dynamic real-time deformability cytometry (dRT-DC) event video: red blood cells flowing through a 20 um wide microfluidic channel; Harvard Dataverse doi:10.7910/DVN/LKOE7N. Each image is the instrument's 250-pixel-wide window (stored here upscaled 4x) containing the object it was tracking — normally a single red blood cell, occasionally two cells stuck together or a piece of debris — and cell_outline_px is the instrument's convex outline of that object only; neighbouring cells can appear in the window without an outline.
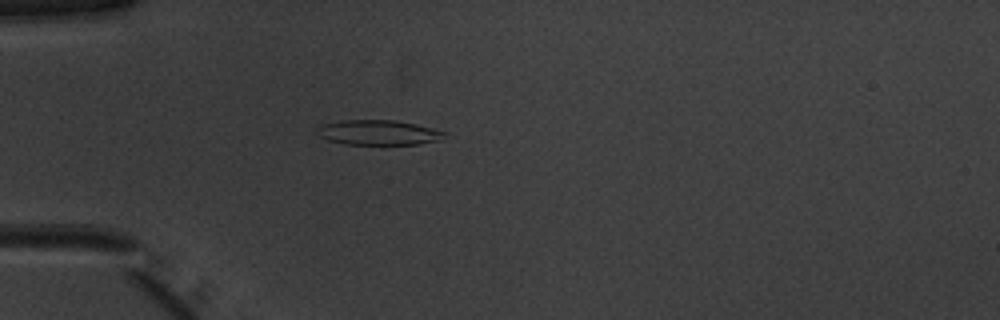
{"species": "common noctule bat (a hibernating species)", "species_latin": "Nyctalus noctula", "temperature_condition": "warm", "stored_images_in_passage": 43, "camera_frame_rate_fps": 3000, "um_per_image_px": 0.085, "animal": {"sex": "male", "body_mass_g": 20.1, "forearm_length_mm": 53.5}, "frame": {"image": 1, "passage_image": 7, "time_ms": 2.0, "image_size_px": [1000, 320], "cell_outline_px": [[448, 132], [436, 140], [416, 144], [344, 144], [328, 140], [316, 136], [312, 132], [316, 128], [324, 124], [340, 120], [392, 120], [416, 124]], "centroid_in_image_um": [32.04, 11.26], "position_along_channel_um": 53.0, "area_um2": 18.5}}
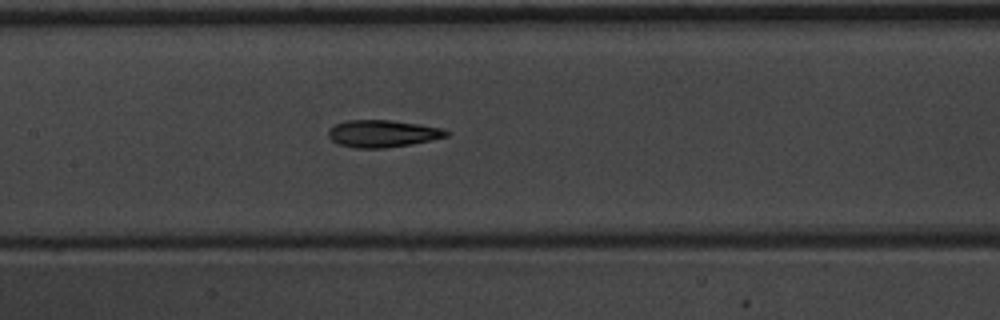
{"frame": {"image": 2, "passage_image": 17, "time_ms": 5.333, "image_size_px": [1000, 320], "cell_outline_px": [[448, 136], [412, 144], [384, 148], [352, 148], [336, 144], [328, 136], [328, 128], [344, 120], [388, 120], [420, 124], [444, 128], [448, 132]], "centroid_in_image_um": [32.48, 11.36], "position_along_channel_um": 174.9, "area_um2": 18.84}}
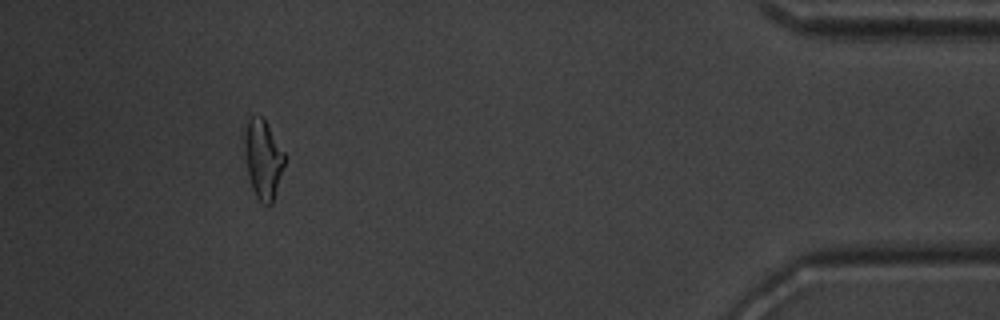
{"frame": {"image": 3, "passage_image": 39, "time_ms": 12.667, "image_size_px": [1000, 320], "cell_outline_px": [[288, 156], [272, 204], [264, 204], [256, 196], [252, 188], [248, 176], [244, 152], [244, 132], [248, 120], [252, 116], [260, 116], [264, 120]], "centroid_in_image_um": [22.38, 13.53], "position_along_channel_um": 412.8, "area_um2": 18.61}, "authors_computed_cell_mechanics": {"area_um2": 18.6116, "velocity_mm_per_s": 4.0022, "shape_relaxation_time_tau1_ms": 6.9321, "shape_relaxation_time_tau2_ms": 2.4989, "deformation_change_tau1": 0.2251, "deformation_change_tau2": 0.1146}}